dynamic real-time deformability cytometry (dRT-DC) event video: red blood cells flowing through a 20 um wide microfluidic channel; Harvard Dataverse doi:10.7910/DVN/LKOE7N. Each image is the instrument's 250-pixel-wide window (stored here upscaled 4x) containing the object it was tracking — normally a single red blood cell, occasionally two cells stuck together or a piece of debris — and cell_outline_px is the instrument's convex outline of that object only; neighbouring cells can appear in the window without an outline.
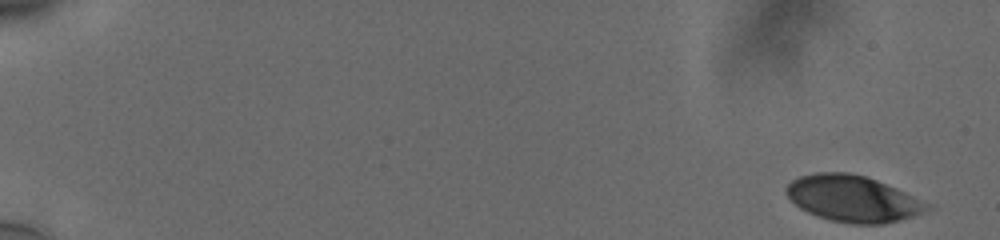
{"species": "human", "species_latin": "Homo sapiens", "temperature_condition": "cold", "stored_images_in_passage": 35, "camera_frame_rate_fps": 3000, "um_per_image_px": 0.085, "donor": {"sex": "male"}, "frame": {"image": 1, "passage_image": 1, "time_ms": 0.0, "image_size_px": [1000, 240], "cell_outline_px": [[932, 208], [912, 216], [900, 220], [884, 224], [848, 224], [828, 220], [816, 216], [800, 208], [784, 192], [784, 188], [792, 180], [800, 176], [816, 172], [848, 172], [864, 176], [876, 180], [896, 188], [928, 204]], "centroid_in_image_um": [72.44, 16.89], "position_along_channel_um": 12.6, "area_um2": 37.86}}
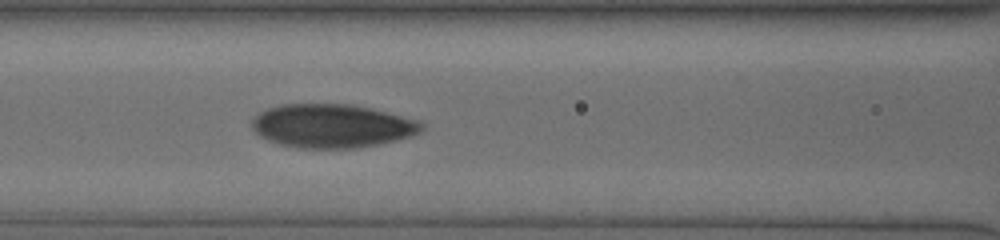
{"frame": {"image": 2, "passage_image": 26, "time_ms": 8.333, "image_size_px": [1000, 240], "cell_outline_px": [[424, 128], [420, 132], [412, 136], [380, 144], [360, 148], [296, 148], [280, 144], [268, 140], [260, 136], [252, 128], [252, 120], [260, 112], [268, 108], [280, 104], [348, 104], [372, 108], [420, 120], [424, 124]], "centroid_in_image_um": [28.26, 10.7], "position_along_channel_um": 138.3, "area_um2": 43.41}}
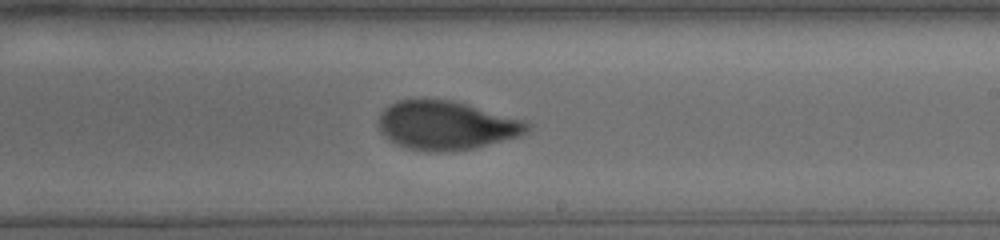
{"frame": {"image": 3, "passage_image": 35, "time_ms": 11.333, "image_size_px": [1000, 240], "cell_outline_px": [[532, 128], [528, 132], [520, 136], [472, 148], [444, 152], [428, 152], [408, 148], [396, 144], [388, 140], [380, 132], [380, 112], [388, 104], [400, 100], [424, 96], [452, 100], [524, 120], [532, 124]], "centroid_in_image_um": [37.91, 10.63], "position_along_channel_um": 251.1, "area_um2": 42.89}}